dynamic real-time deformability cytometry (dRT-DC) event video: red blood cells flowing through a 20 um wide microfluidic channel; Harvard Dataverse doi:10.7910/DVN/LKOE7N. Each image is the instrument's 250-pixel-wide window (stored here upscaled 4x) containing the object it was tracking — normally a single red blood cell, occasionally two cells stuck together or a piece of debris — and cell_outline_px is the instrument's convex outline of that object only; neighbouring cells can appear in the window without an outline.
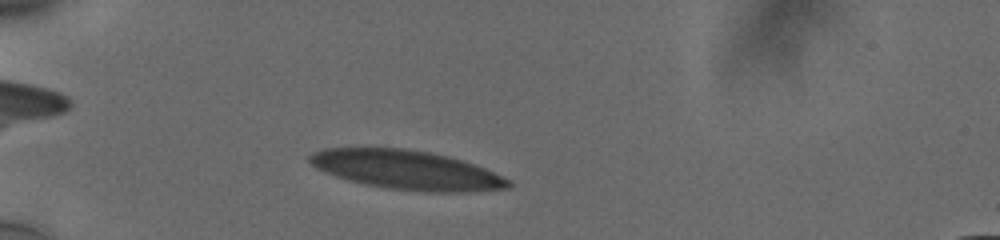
{"species": "human", "species_latin": "Homo sapiens", "temperature_condition": "cold", "stored_images_in_passage": 40, "camera_frame_rate_fps": 3000, "um_per_image_px": 0.085, "donor": {"sex": "male"}, "frame": {"image": 1, "passage_image": 7, "time_ms": 2.0, "image_size_px": [1000, 240], "cell_outline_px": [[512, 184], [508, 188], [464, 192], [424, 192], [388, 188], [364, 184], [348, 180], [324, 172], [316, 168], [308, 160], [308, 156], [312, 152], [324, 148], [404, 148], [428, 152], [460, 160], [484, 168], [512, 180]], "centroid_in_image_um": [34.54, 14.45], "position_along_channel_um": 50.5, "area_um2": 45.08}}
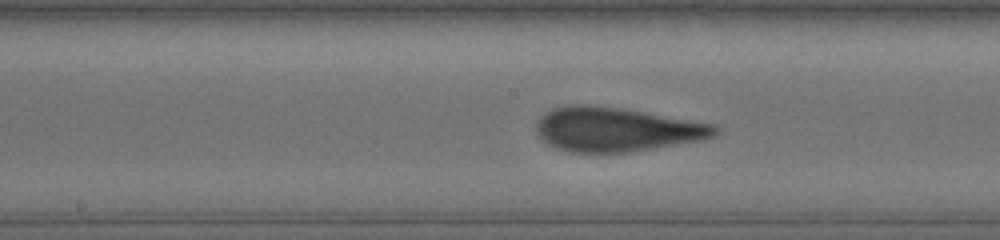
{"frame": {"image": 2, "passage_image": 21, "time_ms": 6.667, "image_size_px": [1000, 240], "cell_outline_px": [[720, 132], [704, 140], [628, 152], [568, 152], [556, 148], [540, 140], [536, 136], [536, 120], [544, 112], [552, 108], [568, 104], [588, 104], [624, 108], [716, 124], [720, 128]], "centroid_in_image_um": [52.36, 10.98], "position_along_channel_um": 195.8, "area_um2": 46.76}}
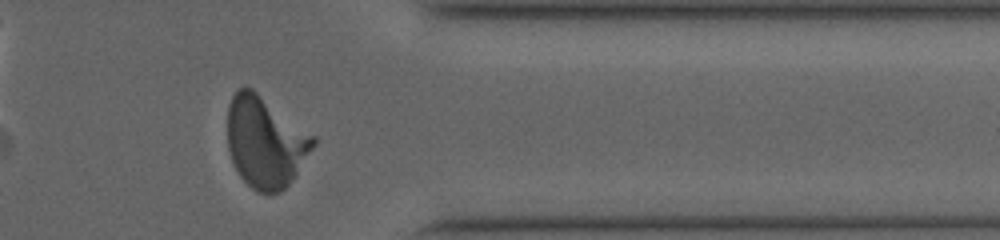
{"frame": {"image": 3, "passage_image": 37, "time_ms": 12.0, "image_size_px": [1000, 240], "cell_outline_px": [[316, 144], [296, 176], [280, 192], [256, 192], [240, 176], [232, 160], [228, 148], [228, 104], [232, 96], [240, 88], [252, 88], [316, 136]], "centroid_in_image_um": [22.58, 12.07], "position_along_channel_um": 388.8, "area_um2": 45.49}, "authors_computed_cell_mechanics": {"area_um2": 45.3152, "velocity_mm_per_s": 3.7444, "shape_relaxation_time_tau1_ms": 6.1545, "shape_relaxation_time_tau2_ms": null, "deformation_change_tau1": 0.2118, "deformation_change_tau2": null}}